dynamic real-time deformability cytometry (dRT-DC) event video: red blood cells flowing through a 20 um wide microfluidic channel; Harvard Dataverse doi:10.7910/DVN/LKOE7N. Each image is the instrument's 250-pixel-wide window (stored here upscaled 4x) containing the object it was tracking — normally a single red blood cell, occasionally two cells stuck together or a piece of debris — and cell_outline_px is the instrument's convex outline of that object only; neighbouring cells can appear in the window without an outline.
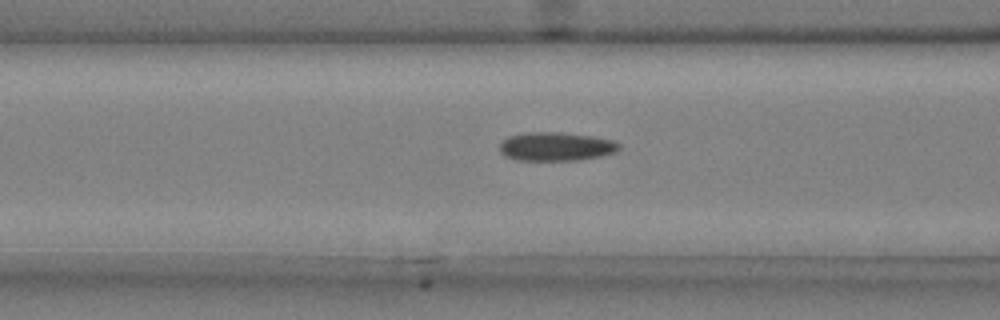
{"species": "common noctule bat (a hibernating species)", "species_latin": "Nyctalus noctula", "temperature_condition": "cold", "stored_images_in_passage": 49, "camera_frame_rate_fps": 3000, "um_per_image_px": 0.085, "animal": {"sex": "male", "body_mass_g": 20.4}, "frame": {"image": 1, "passage_image": 21, "time_ms": 6.667, "image_size_px": [1000, 320], "cell_outline_px": [[620, 148], [616, 152], [600, 156], [580, 160], [516, 160], [504, 156], [500, 152], [500, 144], [508, 136], [528, 132], [560, 132], [592, 136], [612, 140], [620, 144]], "centroid_in_image_um": [47.25, 12.46], "position_along_channel_um": 119.3, "area_um2": 20.0}}
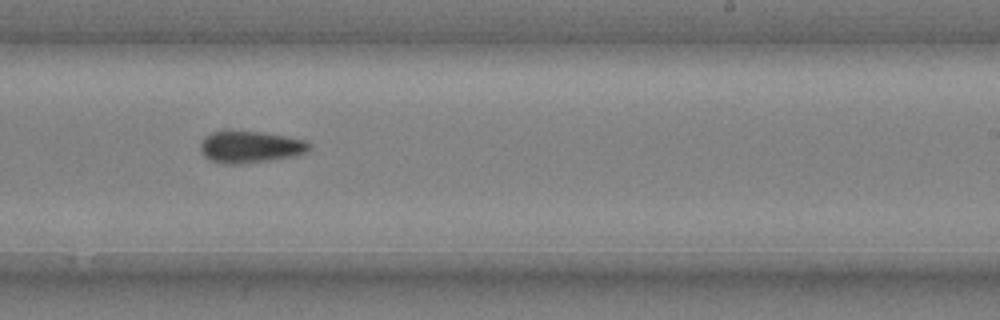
{"frame": {"image": 2, "passage_image": 33, "time_ms": 10.667, "image_size_px": [1000, 320], "cell_outline_px": [[312, 148], [308, 152], [296, 156], [272, 160], [240, 164], [220, 164], [208, 160], [200, 152], [200, 144], [204, 136], [212, 132], [228, 128], [260, 132], [308, 140], [312, 144]], "centroid_in_image_um": [21.25, 12.47], "position_along_channel_um": 267.7, "area_um2": 21.15}}
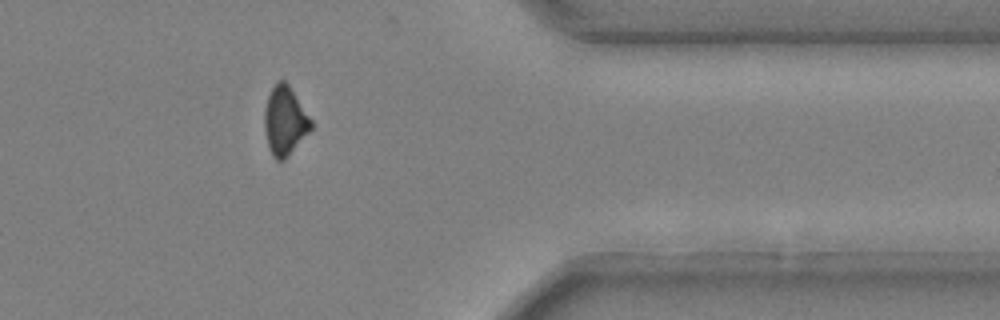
{"frame": {"image": 3, "passage_image": 44, "time_ms": 14.333, "image_size_px": [1000, 320], "cell_outline_px": [[312, 128], [288, 156], [284, 160], [276, 160], [272, 156], [268, 148], [264, 128], [264, 112], [268, 96], [276, 80], [284, 80], [288, 84], [312, 120]], "centroid_in_image_um": [24.19, 10.28], "position_along_channel_um": 387.2, "area_um2": 18.61}}